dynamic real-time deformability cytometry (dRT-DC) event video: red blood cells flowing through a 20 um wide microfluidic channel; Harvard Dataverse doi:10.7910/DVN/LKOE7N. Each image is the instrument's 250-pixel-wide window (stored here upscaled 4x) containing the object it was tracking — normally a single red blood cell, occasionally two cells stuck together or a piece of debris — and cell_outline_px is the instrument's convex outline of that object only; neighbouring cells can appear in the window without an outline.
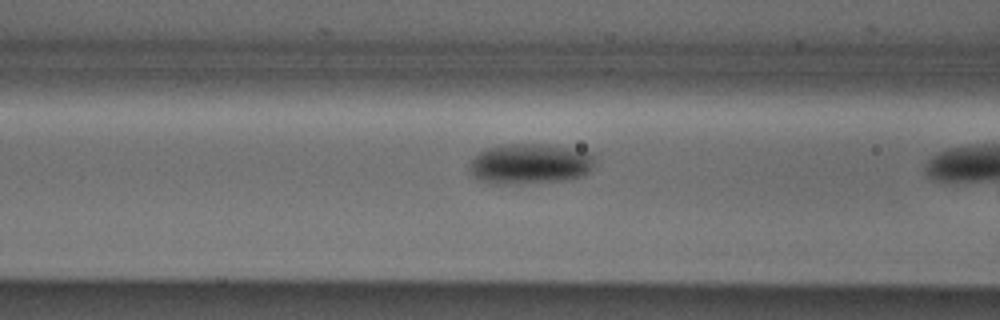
{"species": "Egyptian fruit bat (a non-hibernating species)", "species_latin": "Rousettus aegyptiacus", "temperature_condition": "cold", "stored_images_in_passage": 8, "camera_frame_rate_fps": 3000, "um_per_image_px": 0.085, "animal": {"sex": "male"}, "frame": {"image": 1, "passage_image": 7, "time_ms": 2.0, "image_size_px": [1000, 320], "cell_outline_px": [[596, 156], [592, 168], [584, 176], [572, 180], [524, 184], [492, 184], [480, 180], [472, 176], [468, 172], [468, 168], [472, 160], [480, 152], [488, 148], [500, 144], [556, 144], [576, 148], [592, 152]], "centroid_in_image_um": [45.11, 13.93], "position_along_channel_um": 121.5, "area_um2": 30.58}}